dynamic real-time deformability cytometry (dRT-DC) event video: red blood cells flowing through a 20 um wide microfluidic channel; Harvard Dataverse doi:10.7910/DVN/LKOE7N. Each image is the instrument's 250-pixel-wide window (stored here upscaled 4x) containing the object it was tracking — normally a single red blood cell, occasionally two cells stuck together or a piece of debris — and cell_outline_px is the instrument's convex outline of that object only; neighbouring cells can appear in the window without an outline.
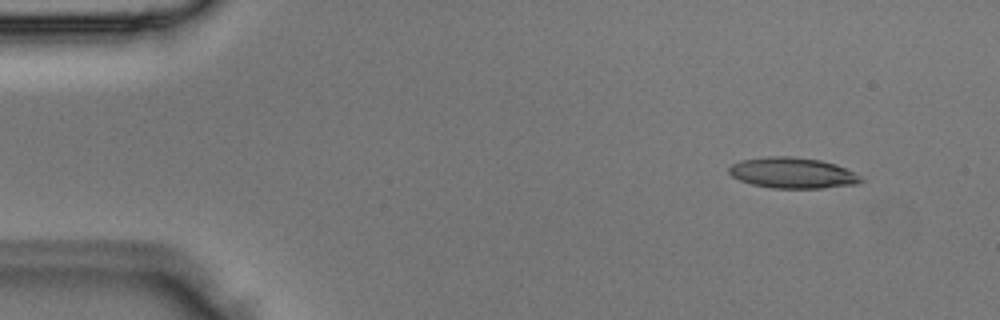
{"species": "Egyptian fruit bat (a non-hibernating species)", "species_latin": "Rousettus aegyptiacus", "temperature_condition": "room temperature", "stored_images_in_passage": 2, "camera_frame_rate_fps": 3000, "um_per_image_px": 0.085, "animal": {"sex": "male"}, "frame": {"image": 1, "passage_image": 2, "time_ms": 0.333, "image_size_px": [1000, 320], "cell_outline_px": [[864, 180], [856, 184], [824, 188], [772, 188], [752, 184], [740, 180], [732, 176], [728, 172], [728, 168], [732, 164], [740, 160], [768, 156], [788, 156], [820, 160], [836, 164], [852, 172]], "centroid_in_image_um": [67.33, 14.7], "position_along_channel_um": 17.7, "area_um2": 23.52}}